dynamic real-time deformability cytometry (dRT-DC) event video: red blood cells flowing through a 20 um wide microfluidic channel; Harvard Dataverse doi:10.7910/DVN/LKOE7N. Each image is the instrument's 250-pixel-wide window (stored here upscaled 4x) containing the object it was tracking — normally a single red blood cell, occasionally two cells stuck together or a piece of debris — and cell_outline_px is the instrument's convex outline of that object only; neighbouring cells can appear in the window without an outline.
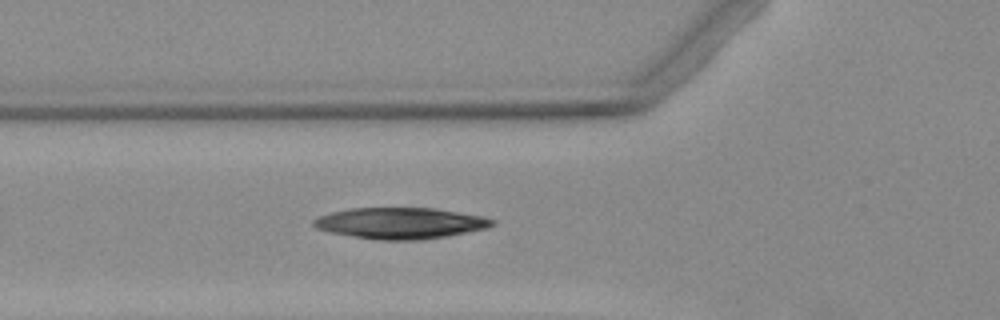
{"species": "Egyptian fruit bat (a non-hibernating species)", "species_latin": "Rousettus aegyptiacus", "temperature_condition": "warm", "stored_images_in_passage": 3, "camera_frame_rate_fps": 3000, "um_per_image_px": 0.085, "animal": {"sex": "female"}, "frame": {"image": 1, "passage_image": 3, "time_ms": 5.0, "image_size_px": [1000, 320], "cell_outline_px": [[496, 224], [488, 228], [448, 236], [420, 240], [380, 240], [332, 232], [316, 228], [312, 224], [312, 220], [320, 216], [332, 212], [348, 208], [436, 208], [484, 216], [496, 220]], "centroid_in_image_um": [34.1, 18.96], "position_along_channel_um": 91.7, "area_um2": 32.48}}